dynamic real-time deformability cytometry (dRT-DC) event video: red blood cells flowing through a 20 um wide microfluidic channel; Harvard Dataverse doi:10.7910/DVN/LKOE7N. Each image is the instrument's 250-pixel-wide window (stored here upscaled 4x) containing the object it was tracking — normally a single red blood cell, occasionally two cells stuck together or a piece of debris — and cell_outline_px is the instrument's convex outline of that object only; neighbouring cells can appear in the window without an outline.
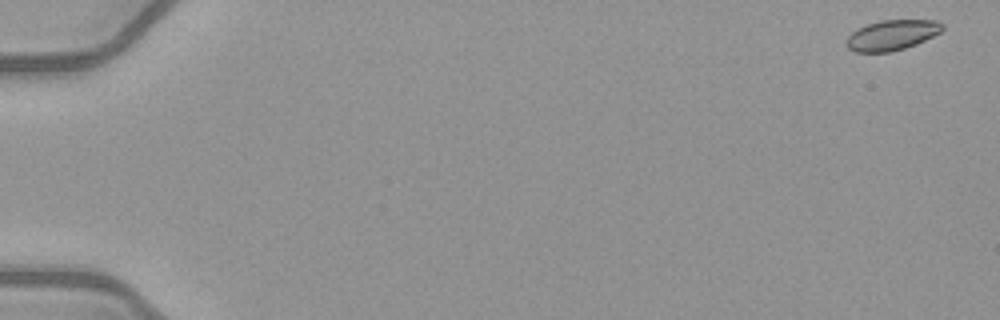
{"species": "common noctule bat (a hibernating species)", "species_latin": "Nyctalus noctula", "temperature_condition": "warm", "stored_images_in_passage": 52, "camera_frame_rate_fps": 3000, "um_per_image_px": 0.085, "animal": {"sex": "female", "body_mass_g": 21.9}, "frame": {"image": 1, "passage_image": 1, "time_ms": 0.0, "image_size_px": [1000, 320], "cell_outline_px": [[944, 28], [940, 32], [916, 44], [904, 48], [888, 52], [856, 52], [848, 48], [844, 44], [848, 36], [852, 32], [868, 24], [880, 20], [936, 20], [944, 24]], "centroid_in_image_um": [75.8, 2.98], "position_along_channel_um": 9.2, "area_um2": 16.82}}
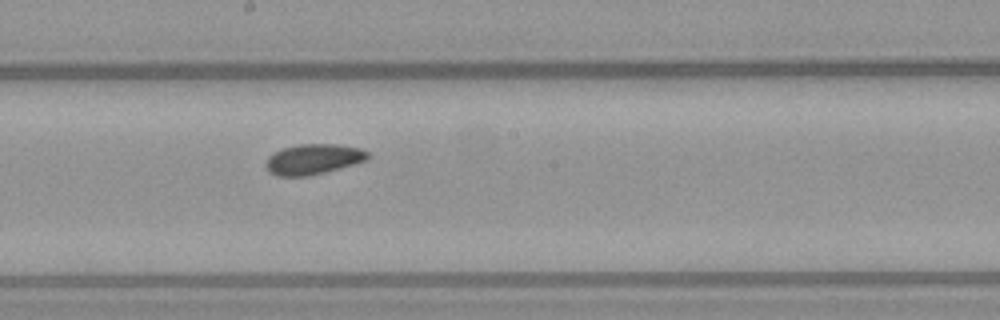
{"frame": {"image": 2, "passage_image": 30, "time_ms": 9.667, "image_size_px": [1000, 320], "cell_outline_px": [[368, 160], [340, 168], [308, 176], [276, 176], [268, 172], [264, 164], [268, 156], [284, 148], [300, 144], [336, 144], [360, 148], [368, 152]], "centroid_in_image_um": [26.61, 13.54], "position_along_channel_um": 221.6, "area_um2": 18.03}}
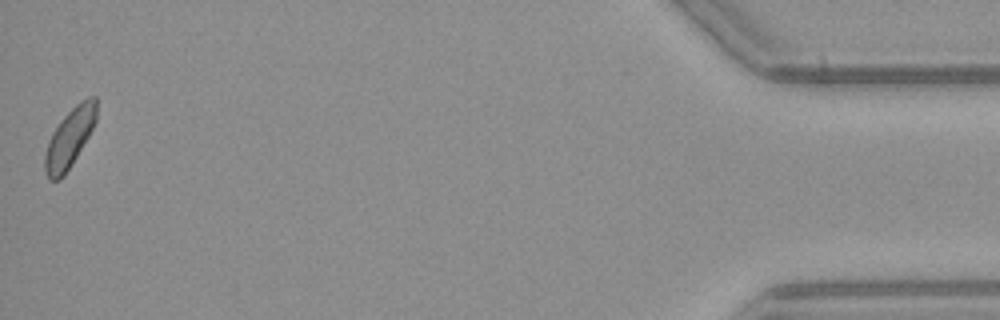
{"frame": {"image": 3, "passage_image": 52, "time_ms": 17.0, "image_size_px": [1000, 320], "cell_outline_px": [[96, 120], [88, 136], [64, 176], [60, 180], [48, 180], [44, 172], [44, 156], [48, 140], [52, 132], [60, 120], [80, 100], [88, 96], [96, 96]], "centroid_in_image_um": [5.88, 11.73], "position_along_channel_um": 429.3, "area_um2": 17.69}, "authors_computed_cell_mechanics": {"area_um2": 17.629, "velocity_mm_per_s": 4.0338, "shape_relaxation_time_tau1_ms": null, "shape_relaxation_time_tau2_ms": 3.4189, "deformation_change_tau1": null, "deformation_change_tau2": 0.0688}}